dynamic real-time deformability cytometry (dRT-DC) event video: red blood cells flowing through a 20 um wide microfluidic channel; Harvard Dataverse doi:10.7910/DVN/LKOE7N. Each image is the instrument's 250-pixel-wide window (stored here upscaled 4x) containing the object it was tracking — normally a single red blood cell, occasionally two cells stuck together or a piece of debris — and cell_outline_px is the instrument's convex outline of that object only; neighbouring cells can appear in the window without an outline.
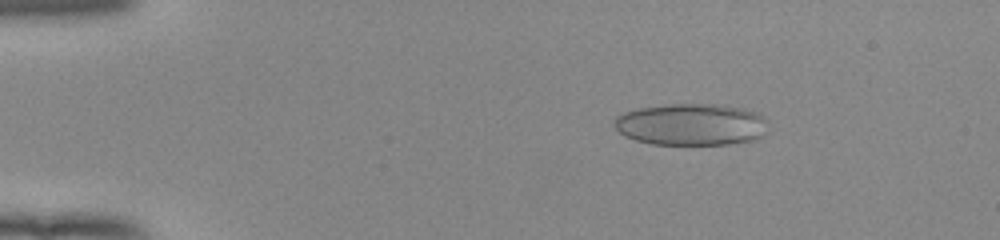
{"species": "human", "species_latin": "Homo sapiens", "temperature_condition": "room temperature", "stored_images_in_passage": 53, "camera_frame_rate_fps": 3000, "um_per_image_px": 0.085, "donor": {"sex": "female"}, "frame": {"image": 1, "passage_image": 9, "time_ms": 2.667, "image_size_px": [1000, 240], "cell_outline_px": [[768, 124], [760, 136], [756, 140], [728, 144], [652, 144], [636, 140], [624, 136], [616, 128], [616, 116], [624, 112], [636, 108], [668, 104], [720, 104], [744, 108], [756, 112], [764, 116]], "centroid_in_image_um": [58.77, 10.57], "position_along_channel_um": 26.2, "area_um2": 37.63}}
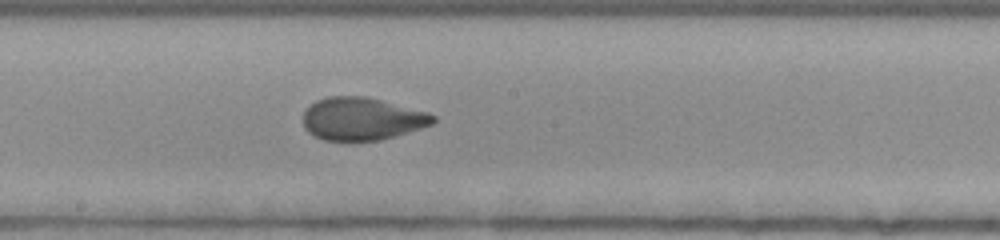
{"frame": {"image": 2, "passage_image": 30, "time_ms": 9.667, "image_size_px": [1000, 240], "cell_outline_px": [[436, 120], [432, 124], [420, 128], [380, 140], [348, 144], [324, 140], [308, 132], [304, 128], [304, 112], [316, 100], [328, 96], [364, 96], [428, 112], [436, 116]], "centroid_in_image_um": [30.74, 10.14], "position_along_channel_um": 217.5, "area_um2": 32.77}}
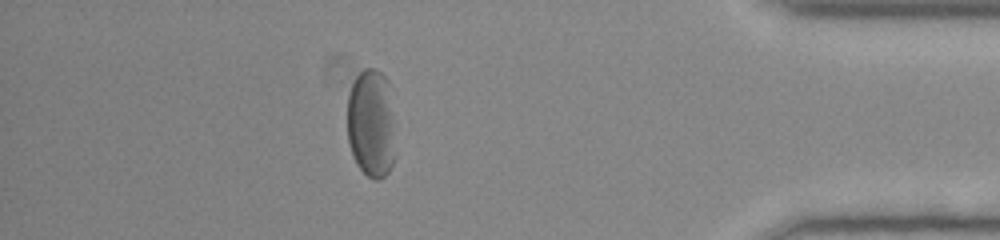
{"frame": {"image": 3, "passage_image": 47, "time_ms": 15.333, "image_size_px": [1000, 240], "cell_outline_px": [[396, 156], [388, 172], [380, 180], [372, 180], [356, 164], [352, 156], [348, 144], [348, 92], [356, 76], [364, 68], [376, 68], [388, 80], [392, 116]], "centroid_in_image_um": [31.55, 10.52], "position_along_channel_um": 403.7, "area_um2": 30.81}, "authors_computed_cell_mechanics": {"area_um2": 33.813, "velocity_mm_per_s": 3.9179, "shape_relaxation_time_tau1_ms": 6.0409, "shape_relaxation_time_tau2_ms": 0.8795, "deformation_change_tau1": 0.1963, "deformation_change_tau2": 0.0491}}